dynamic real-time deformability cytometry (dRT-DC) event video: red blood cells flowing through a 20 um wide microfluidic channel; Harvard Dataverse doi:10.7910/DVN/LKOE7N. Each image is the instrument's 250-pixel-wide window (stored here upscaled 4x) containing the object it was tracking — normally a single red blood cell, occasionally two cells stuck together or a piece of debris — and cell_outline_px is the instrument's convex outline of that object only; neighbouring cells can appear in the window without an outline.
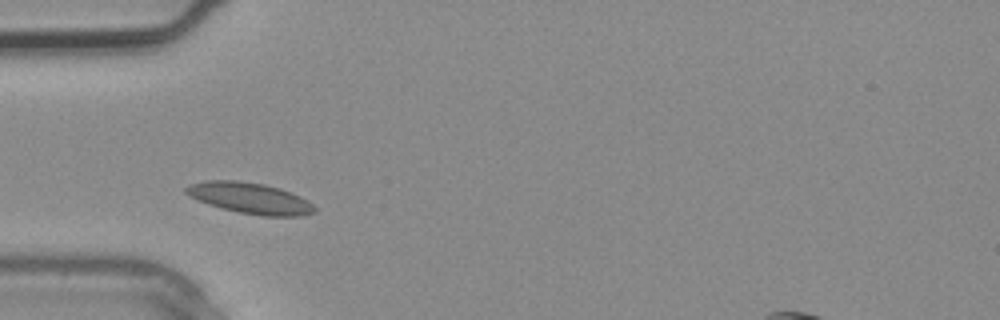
{"species": "common noctule bat (a hibernating species)", "species_latin": "Nyctalus noctula", "temperature_condition": "warm", "stored_images_in_passage": 2, "camera_frame_rate_fps": 3000, "um_per_image_px": 0.085, "animal": {"sex": "male", "body_mass_g": 20.4}, "frame": {"image": 1, "passage_image": 2, "time_ms": 0.333, "image_size_px": [1000, 320], "cell_outline_px": [[316, 212], [300, 216], [264, 216], [240, 212], [220, 208], [208, 204], [188, 196], [184, 192], [184, 188], [188, 184], [204, 180], [236, 180], [264, 184], [280, 188], [292, 192], [300, 196], [312, 204], [316, 208]], "centroid_in_image_um": [21.22, 16.83], "position_along_channel_um": 63.8, "area_um2": 23.41}}